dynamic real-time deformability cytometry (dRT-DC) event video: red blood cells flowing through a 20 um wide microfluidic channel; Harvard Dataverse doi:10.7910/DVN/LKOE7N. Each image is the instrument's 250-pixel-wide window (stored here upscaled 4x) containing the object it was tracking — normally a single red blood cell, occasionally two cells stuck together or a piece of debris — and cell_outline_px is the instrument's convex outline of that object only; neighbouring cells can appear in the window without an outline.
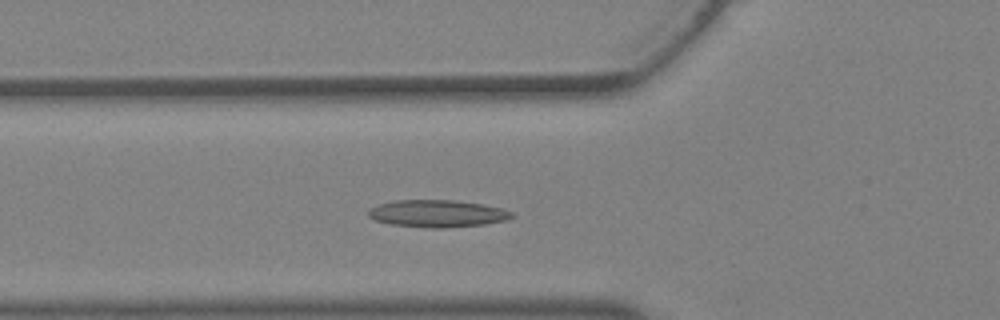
{"species": "Egyptian fruit bat (a non-hibernating species)", "species_latin": "Rousettus aegyptiacus", "temperature_condition": "warm", "stored_images_in_passage": 24, "camera_frame_rate_fps": 3000, "um_per_image_px": 0.085, "animal": {"sex": "female"}, "frame": {"image": 1, "passage_image": 2, "time_ms": 0.333, "image_size_px": [1000, 320], "cell_outline_px": [[516, 216], [508, 220], [484, 224], [444, 228], [432, 228], [388, 224], [376, 220], [368, 216], [368, 208], [392, 200], [456, 200], [504, 208], [512, 212]], "centroid_in_image_um": [37.19, 18.15], "position_along_channel_um": 88.6, "area_um2": 22.95}}
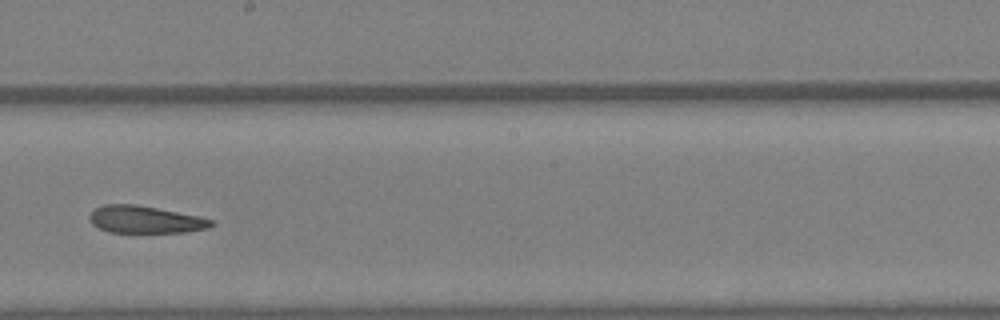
{"frame": {"image": 2, "passage_image": 10, "time_ms": 3.0, "image_size_px": [1000, 320], "cell_outline_px": [[216, 224], [212, 228], [188, 232], [108, 232], [92, 224], [88, 216], [96, 208], [104, 204], [136, 204], [200, 216], [212, 220]], "centroid_in_image_um": [12.4, 18.66], "position_along_channel_um": 235.8, "area_um2": 19.48}}
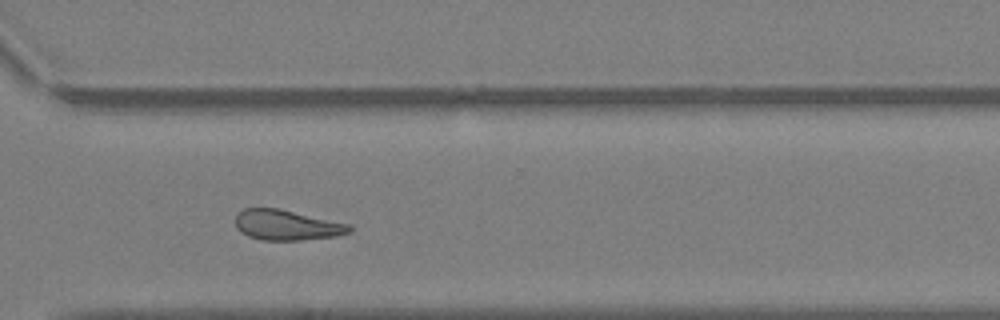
{"frame": {"image": 3, "passage_image": 16, "time_ms": 5.0, "image_size_px": [1000, 320], "cell_outline_px": [[352, 232], [336, 236], [300, 240], [264, 240], [248, 236], [240, 232], [236, 228], [236, 212], [244, 208], [280, 208], [348, 224], [352, 228]], "centroid_in_image_um": [24.34, 19.12], "position_along_channel_um": 346.3, "area_um2": 20.17}}